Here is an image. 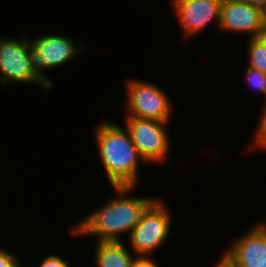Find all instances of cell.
I'll return each instance as SVG.
<instances>
[{
    "instance_id": "obj_12",
    "label": "cell",
    "mask_w": 266,
    "mask_h": 267,
    "mask_svg": "<svg viewBox=\"0 0 266 267\" xmlns=\"http://www.w3.org/2000/svg\"><path fill=\"white\" fill-rule=\"evenodd\" d=\"M248 66L266 74V42L261 37L248 39Z\"/></svg>"
},
{
    "instance_id": "obj_4",
    "label": "cell",
    "mask_w": 266,
    "mask_h": 267,
    "mask_svg": "<svg viewBox=\"0 0 266 267\" xmlns=\"http://www.w3.org/2000/svg\"><path fill=\"white\" fill-rule=\"evenodd\" d=\"M29 58L36 75L51 89L52 80L44 73L45 69L56 68L77 57L85 47L77 45L70 37L57 34H42L30 38ZM81 46V47H80Z\"/></svg>"
},
{
    "instance_id": "obj_8",
    "label": "cell",
    "mask_w": 266,
    "mask_h": 267,
    "mask_svg": "<svg viewBox=\"0 0 266 267\" xmlns=\"http://www.w3.org/2000/svg\"><path fill=\"white\" fill-rule=\"evenodd\" d=\"M175 17L183 32L189 39L214 23L219 28L223 0H169ZM188 36V37H187Z\"/></svg>"
},
{
    "instance_id": "obj_11",
    "label": "cell",
    "mask_w": 266,
    "mask_h": 267,
    "mask_svg": "<svg viewBox=\"0 0 266 267\" xmlns=\"http://www.w3.org/2000/svg\"><path fill=\"white\" fill-rule=\"evenodd\" d=\"M95 247L96 267H133L136 255L123 241H97Z\"/></svg>"
},
{
    "instance_id": "obj_21",
    "label": "cell",
    "mask_w": 266,
    "mask_h": 267,
    "mask_svg": "<svg viewBox=\"0 0 266 267\" xmlns=\"http://www.w3.org/2000/svg\"><path fill=\"white\" fill-rule=\"evenodd\" d=\"M14 267H21L20 261Z\"/></svg>"
},
{
    "instance_id": "obj_20",
    "label": "cell",
    "mask_w": 266,
    "mask_h": 267,
    "mask_svg": "<svg viewBox=\"0 0 266 267\" xmlns=\"http://www.w3.org/2000/svg\"><path fill=\"white\" fill-rule=\"evenodd\" d=\"M260 37L266 42V20H265V23H264V26H263L262 33H261Z\"/></svg>"
},
{
    "instance_id": "obj_14",
    "label": "cell",
    "mask_w": 266,
    "mask_h": 267,
    "mask_svg": "<svg viewBox=\"0 0 266 267\" xmlns=\"http://www.w3.org/2000/svg\"><path fill=\"white\" fill-rule=\"evenodd\" d=\"M245 73V80H247L245 82H248L249 87L256 89L266 97V74L249 66L246 68Z\"/></svg>"
},
{
    "instance_id": "obj_2",
    "label": "cell",
    "mask_w": 266,
    "mask_h": 267,
    "mask_svg": "<svg viewBox=\"0 0 266 267\" xmlns=\"http://www.w3.org/2000/svg\"><path fill=\"white\" fill-rule=\"evenodd\" d=\"M95 137L98 155L111 187H137L141 162L143 165L147 163L140 156L128 130L102 120L95 127Z\"/></svg>"
},
{
    "instance_id": "obj_13",
    "label": "cell",
    "mask_w": 266,
    "mask_h": 267,
    "mask_svg": "<svg viewBox=\"0 0 266 267\" xmlns=\"http://www.w3.org/2000/svg\"><path fill=\"white\" fill-rule=\"evenodd\" d=\"M263 111H261V116L257 126H255V132L253 133V138L251 144H249L248 149H263L266 150V101L264 102ZM252 147V148H251Z\"/></svg>"
},
{
    "instance_id": "obj_3",
    "label": "cell",
    "mask_w": 266,
    "mask_h": 267,
    "mask_svg": "<svg viewBox=\"0 0 266 267\" xmlns=\"http://www.w3.org/2000/svg\"><path fill=\"white\" fill-rule=\"evenodd\" d=\"M169 211L164 201L157 198L143 213L129 234L130 249L136 256H152L168 240L172 223Z\"/></svg>"
},
{
    "instance_id": "obj_1",
    "label": "cell",
    "mask_w": 266,
    "mask_h": 267,
    "mask_svg": "<svg viewBox=\"0 0 266 267\" xmlns=\"http://www.w3.org/2000/svg\"><path fill=\"white\" fill-rule=\"evenodd\" d=\"M136 187H113L116 195L71 228L73 235L94 236L96 241H122L140 222L143 213L157 199L129 197ZM121 235V236H120Z\"/></svg>"
},
{
    "instance_id": "obj_9",
    "label": "cell",
    "mask_w": 266,
    "mask_h": 267,
    "mask_svg": "<svg viewBox=\"0 0 266 267\" xmlns=\"http://www.w3.org/2000/svg\"><path fill=\"white\" fill-rule=\"evenodd\" d=\"M249 229L221 255L231 267H266V223Z\"/></svg>"
},
{
    "instance_id": "obj_19",
    "label": "cell",
    "mask_w": 266,
    "mask_h": 267,
    "mask_svg": "<svg viewBox=\"0 0 266 267\" xmlns=\"http://www.w3.org/2000/svg\"><path fill=\"white\" fill-rule=\"evenodd\" d=\"M216 267H231L223 258L219 257Z\"/></svg>"
},
{
    "instance_id": "obj_15",
    "label": "cell",
    "mask_w": 266,
    "mask_h": 267,
    "mask_svg": "<svg viewBox=\"0 0 266 267\" xmlns=\"http://www.w3.org/2000/svg\"><path fill=\"white\" fill-rule=\"evenodd\" d=\"M69 265V262L65 261V259H62L60 256L49 254L44 257L38 267H70Z\"/></svg>"
},
{
    "instance_id": "obj_16",
    "label": "cell",
    "mask_w": 266,
    "mask_h": 267,
    "mask_svg": "<svg viewBox=\"0 0 266 267\" xmlns=\"http://www.w3.org/2000/svg\"><path fill=\"white\" fill-rule=\"evenodd\" d=\"M18 256L0 248V267H14L18 262Z\"/></svg>"
},
{
    "instance_id": "obj_18",
    "label": "cell",
    "mask_w": 266,
    "mask_h": 267,
    "mask_svg": "<svg viewBox=\"0 0 266 267\" xmlns=\"http://www.w3.org/2000/svg\"><path fill=\"white\" fill-rule=\"evenodd\" d=\"M237 1L247 3L266 12V0H237Z\"/></svg>"
},
{
    "instance_id": "obj_6",
    "label": "cell",
    "mask_w": 266,
    "mask_h": 267,
    "mask_svg": "<svg viewBox=\"0 0 266 267\" xmlns=\"http://www.w3.org/2000/svg\"><path fill=\"white\" fill-rule=\"evenodd\" d=\"M125 127L138 149L142 159L147 163L165 164L169 157L170 137L168 122L136 117H125Z\"/></svg>"
},
{
    "instance_id": "obj_10",
    "label": "cell",
    "mask_w": 266,
    "mask_h": 267,
    "mask_svg": "<svg viewBox=\"0 0 266 267\" xmlns=\"http://www.w3.org/2000/svg\"><path fill=\"white\" fill-rule=\"evenodd\" d=\"M266 20V12L237 0H223L219 29L228 32L260 37Z\"/></svg>"
},
{
    "instance_id": "obj_7",
    "label": "cell",
    "mask_w": 266,
    "mask_h": 267,
    "mask_svg": "<svg viewBox=\"0 0 266 267\" xmlns=\"http://www.w3.org/2000/svg\"><path fill=\"white\" fill-rule=\"evenodd\" d=\"M1 38L0 37V83H32L41 88H50L36 75L29 58L30 38Z\"/></svg>"
},
{
    "instance_id": "obj_5",
    "label": "cell",
    "mask_w": 266,
    "mask_h": 267,
    "mask_svg": "<svg viewBox=\"0 0 266 267\" xmlns=\"http://www.w3.org/2000/svg\"><path fill=\"white\" fill-rule=\"evenodd\" d=\"M126 83L128 93L124 104L128 113L125 117L170 122L173 106L163 89L152 82L134 78Z\"/></svg>"
},
{
    "instance_id": "obj_17",
    "label": "cell",
    "mask_w": 266,
    "mask_h": 267,
    "mask_svg": "<svg viewBox=\"0 0 266 267\" xmlns=\"http://www.w3.org/2000/svg\"><path fill=\"white\" fill-rule=\"evenodd\" d=\"M133 267H159L151 256H136Z\"/></svg>"
}]
</instances>
